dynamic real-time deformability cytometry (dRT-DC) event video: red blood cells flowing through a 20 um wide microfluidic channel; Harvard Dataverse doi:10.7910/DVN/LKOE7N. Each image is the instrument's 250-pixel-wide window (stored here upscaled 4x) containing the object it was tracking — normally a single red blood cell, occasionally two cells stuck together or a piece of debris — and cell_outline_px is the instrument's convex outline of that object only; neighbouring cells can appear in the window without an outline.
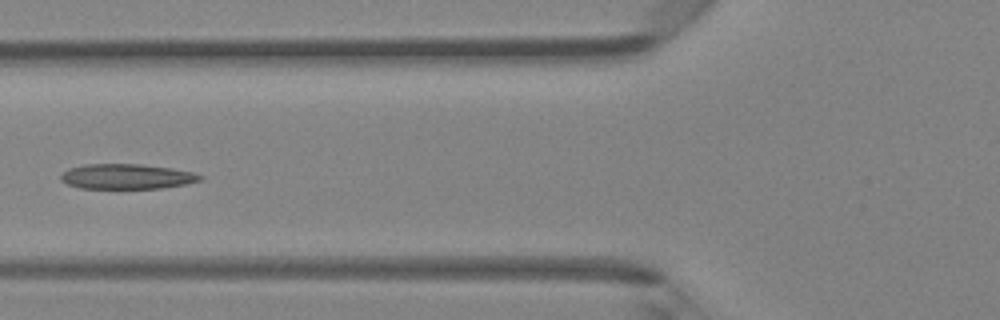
{"species": "Egyptian fruit bat (a non-hibernating species)", "species_latin": "Rousettus aegyptiacus", "temperature_condition": "room temperature", "stored_images_in_passage": 5, "camera_frame_rate_fps": 3000, "um_per_image_px": 0.085, "animal": {"sex": "female"}, "frame": {"image": 1, "passage_image": 5, "time_ms": 1.333, "image_size_px": [1000, 320], "cell_outline_px": [[204, 180], [184, 184], [160, 188], [80, 188], [68, 184], [60, 180], [60, 176], [68, 168], [84, 164], [140, 164], [172, 168], [192, 172], [204, 176]], "centroid_in_image_um": [10.78, 14.99], "position_along_channel_um": 115.0, "area_um2": 20.35}}